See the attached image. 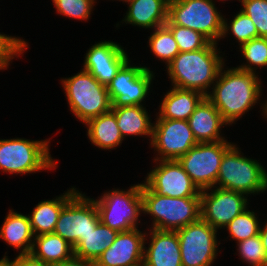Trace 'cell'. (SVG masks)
I'll return each instance as SVG.
<instances>
[{
  "instance_id": "24",
  "label": "cell",
  "mask_w": 267,
  "mask_h": 266,
  "mask_svg": "<svg viewBox=\"0 0 267 266\" xmlns=\"http://www.w3.org/2000/svg\"><path fill=\"white\" fill-rule=\"evenodd\" d=\"M116 117L117 126L126 141L128 137H136V139L143 138L147 139L148 145H150L153 136V125L152 114L146 106H120L111 107ZM149 111V112H148Z\"/></svg>"
},
{
  "instance_id": "25",
  "label": "cell",
  "mask_w": 267,
  "mask_h": 266,
  "mask_svg": "<svg viewBox=\"0 0 267 266\" xmlns=\"http://www.w3.org/2000/svg\"><path fill=\"white\" fill-rule=\"evenodd\" d=\"M84 126L88 142L99 150L111 152L120 148L125 141L112 110L90 119Z\"/></svg>"
},
{
  "instance_id": "40",
  "label": "cell",
  "mask_w": 267,
  "mask_h": 266,
  "mask_svg": "<svg viewBox=\"0 0 267 266\" xmlns=\"http://www.w3.org/2000/svg\"><path fill=\"white\" fill-rule=\"evenodd\" d=\"M8 250L4 253L3 257L0 258V266H12V258L8 256ZM10 257V258H9Z\"/></svg>"
},
{
  "instance_id": "41",
  "label": "cell",
  "mask_w": 267,
  "mask_h": 266,
  "mask_svg": "<svg viewBox=\"0 0 267 266\" xmlns=\"http://www.w3.org/2000/svg\"><path fill=\"white\" fill-rule=\"evenodd\" d=\"M212 1H214L215 3H217V2L220 1L219 3H225V4H226V2H228V1L231 2V1H233V0H218V1H217V0H212ZM234 1H235V0H234ZM236 1H238V2L241 4L243 0H236Z\"/></svg>"
},
{
  "instance_id": "42",
  "label": "cell",
  "mask_w": 267,
  "mask_h": 266,
  "mask_svg": "<svg viewBox=\"0 0 267 266\" xmlns=\"http://www.w3.org/2000/svg\"><path fill=\"white\" fill-rule=\"evenodd\" d=\"M108 1H115V2H117V1H119L120 3H121V1H122V4H126V3H128L130 0H108Z\"/></svg>"
},
{
  "instance_id": "6",
  "label": "cell",
  "mask_w": 267,
  "mask_h": 266,
  "mask_svg": "<svg viewBox=\"0 0 267 266\" xmlns=\"http://www.w3.org/2000/svg\"><path fill=\"white\" fill-rule=\"evenodd\" d=\"M59 83L62 84L68 110L83 125L111 110L112 103L106 85L101 84L90 72L81 68L70 77H61Z\"/></svg>"
},
{
  "instance_id": "18",
  "label": "cell",
  "mask_w": 267,
  "mask_h": 266,
  "mask_svg": "<svg viewBox=\"0 0 267 266\" xmlns=\"http://www.w3.org/2000/svg\"><path fill=\"white\" fill-rule=\"evenodd\" d=\"M144 266H182L176 231L146 229Z\"/></svg>"
},
{
  "instance_id": "9",
  "label": "cell",
  "mask_w": 267,
  "mask_h": 266,
  "mask_svg": "<svg viewBox=\"0 0 267 266\" xmlns=\"http://www.w3.org/2000/svg\"><path fill=\"white\" fill-rule=\"evenodd\" d=\"M222 12L212 0H181L168 5L165 25L190 28L219 44L223 32Z\"/></svg>"
},
{
  "instance_id": "10",
  "label": "cell",
  "mask_w": 267,
  "mask_h": 266,
  "mask_svg": "<svg viewBox=\"0 0 267 266\" xmlns=\"http://www.w3.org/2000/svg\"><path fill=\"white\" fill-rule=\"evenodd\" d=\"M179 239L182 266H214L224 244L218 230L201 218L176 231ZM221 237V238H220Z\"/></svg>"
},
{
  "instance_id": "21",
  "label": "cell",
  "mask_w": 267,
  "mask_h": 266,
  "mask_svg": "<svg viewBox=\"0 0 267 266\" xmlns=\"http://www.w3.org/2000/svg\"><path fill=\"white\" fill-rule=\"evenodd\" d=\"M166 93L162 92L161 100L154 108L155 119L188 120L196 106L205 97L201 92L195 90L181 89L169 86ZM157 110V111H155Z\"/></svg>"
},
{
  "instance_id": "32",
  "label": "cell",
  "mask_w": 267,
  "mask_h": 266,
  "mask_svg": "<svg viewBox=\"0 0 267 266\" xmlns=\"http://www.w3.org/2000/svg\"><path fill=\"white\" fill-rule=\"evenodd\" d=\"M58 16L81 22L90 21L99 0H51ZM98 1V2H97Z\"/></svg>"
},
{
  "instance_id": "1",
  "label": "cell",
  "mask_w": 267,
  "mask_h": 266,
  "mask_svg": "<svg viewBox=\"0 0 267 266\" xmlns=\"http://www.w3.org/2000/svg\"><path fill=\"white\" fill-rule=\"evenodd\" d=\"M226 62L206 96L216 107L229 127L236 125L252 109L259 106L260 116L267 118V94L264 95L263 76L227 66ZM262 77V79H261ZM265 98H264V97ZM264 98V99H263ZM258 105V106H257Z\"/></svg>"
},
{
  "instance_id": "19",
  "label": "cell",
  "mask_w": 267,
  "mask_h": 266,
  "mask_svg": "<svg viewBox=\"0 0 267 266\" xmlns=\"http://www.w3.org/2000/svg\"><path fill=\"white\" fill-rule=\"evenodd\" d=\"M126 5L124 18L114 25L117 30L122 25H131L149 32L164 26L168 20V4L164 0H130Z\"/></svg>"
},
{
  "instance_id": "23",
  "label": "cell",
  "mask_w": 267,
  "mask_h": 266,
  "mask_svg": "<svg viewBox=\"0 0 267 266\" xmlns=\"http://www.w3.org/2000/svg\"><path fill=\"white\" fill-rule=\"evenodd\" d=\"M0 240L18 254H30L34 244V235L27 214L12 207L0 225Z\"/></svg>"
},
{
  "instance_id": "15",
  "label": "cell",
  "mask_w": 267,
  "mask_h": 266,
  "mask_svg": "<svg viewBox=\"0 0 267 266\" xmlns=\"http://www.w3.org/2000/svg\"><path fill=\"white\" fill-rule=\"evenodd\" d=\"M151 164L143 181L155 193L179 198L200 197L201 191L177 160H152Z\"/></svg>"
},
{
  "instance_id": "4",
  "label": "cell",
  "mask_w": 267,
  "mask_h": 266,
  "mask_svg": "<svg viewBox=\"0 0 267 266\" xmlns=\"http://www.w3.org/2000/svg\"><path fill=\"white\" fill-rule=\"evenodd\" d=\"M141 196L143 217L146 215L149 219L151 217L148 219L149 223L144 222L146 229L177 231L201 218L200 197L161 196L144 181H142Z\"/></svg>"
},
{
  "instance_id": "36",
  "label": "cell",
  "mask_w": 267,
  "mask_h": 266,
  "mask_svg": "<svg viewBox=\"0 0 267 266\" xmlns=\"http://www.w3.org/2000/svg\"><path fill=\"white\" fill-rule=\"evenodd\" d=\"M239 9L251 18L258 37L267 38V0H243Z\"/></svg>"
},
{
  "instance_id": "27",
  "label": "cell",
  "mask_w": 267,
  "mask_h": 266,
  "mask_svg": "<svg viewBox=\"0 0 267 266\" xmlns=\"http://www.w3.org/2000/svg\"><path fill=\"white\" fill-rule=\"evenodd\" d=\"M118 232L104 225L101 221L88 233L84 240L74 249V255L95 262L109 248Z\"/></svg>"
},
{
  "instance_id": "2",
  "label": "cell",
  "mask_w": 267,
  "mask_h": 266,
  "mask_svg": "<svg viewBox=\"0 0 267 266\" xmlns=\"http://www.w3.org/2000/svg\"><path fill=\"white\" fill-rule=\"evenodd\" d=\"M219 44L209 42L204 48L179 52L166 66L170 86L195 90L207 96L222 66L227 62L225 51Z\"/></svg>"
},
{
  "instance_id": "16",
  "label": "cell",
  "mask_w": 267,
  "mask_h": 266,
  "mask_svg": "<svg viewBox=\"0 0 267 266\" xmlns=\"http://www.w3.org/2000/svg\"><path fill=\"white\" fill-rule=\"evenodd\" d=\"M127 47L113 40L95 41L86 53L82 69L90 72L101 84L108 85L130 59Z\"/></svg>"
},
{
  "instance_id": "34",
  "label": "cell",
  "mask_w": 267,
  "mask_h": 266,
  "mask_svg": "<svg viewBox=\"0 0 267 266\" xmlns=\"http://www.w3.org/2000/svg\"><path fill=\"white\" fill-rule=\"evenodd\" d=\"M239 260L248 266H267V255L259 235L245 239L235 244Z\"/></svg>"
},
{
  "instance_id": "26",
  "label": "cell",
  "mask_w": 267,
  "mask_h": 266,
  "mask_svg": "<svg viewBox=\"0 0 267 266\" xmlns=\"http://www.w3.org/2000/svg\"><path fill=\"white\" fill-rule=\"evenodd\" d=\"M31 254L48 265L61 263L74 255L73 246L54 233L34 236Z\"/></svg>"
},
{
  "instance_id": "20",
  "label": "cell",
  "mask_w": 267,
  "mask_h": 266,
  "mask_svg": "<svg viewBox=\"0 0 267 266\" xmlns=\"http://www.w3.org/2000/svg\"><path fill=\"white\" fill-rule=\"evenodd\" d=\"M187 121L198 143L228 140L223 128L229 124L206 96Z\"/></svg>"
},
{
  "instance_id": "14",
  "label": "cell",
  "mask_w": 267,
  "mask_h": 266,
  "mask_svg": "<svg viewBox=\"0 0 267 266\" xmlns=\"http://www.w3.org/2000/svg\"><path fill=\"white\" fill-rule=\"evenodd\" d=\"M251 198L241 192L213 187L200 192L201 219L218 230L228 225L237 215L246 210Z\"/></svg>"
},
{
  "instance_id": "22",
  "label": "cell",
  "mask_w": 267,
  "mask_h": 266,
  "mask_svg": "<svg viewBox=\"0 0 267 266\" xmlns=\"http://www.w3.org/2000/svg\"><path fill=\"white\" fill-rule=\"evenodd\" d=\"M79 187H69L52 199L39 201L33 210L27 213L34 236L53 233L63 206L79 191Z\"/></svg>"
},
{
  "instance_id": "13",
  "label": "cell",
  "mask_w": 267,
  "mask_h": 266,
  "mask_svg": "<svg viewBox=\"0 0 267 266\" xmlns=\"http://www.w3.org/2000/svg\"><path fill=\"white\" fill-rule=\"evenodd\" d=\"M198 144L186 120L154 119L151 160H177Z\"/></svg>"
},
{
  "instance_id": "28",
  "label": "cell",
  "mask_w": 267,
  "mask_h": 266,
  "mask_svg": "<svg viewBox=\"0 0 267 266\" xmlns=\"http://www.w3.org/2000/svg\"><path fill=\"white\" fill-rule=\"evenodd\" d=\"M251 209V210H250ZM260 212L252 209L250 205L241 214L237 215L222 231L228 235H224V239L220 241H235L234 243L241 242L245 239L259 235L263 217ZM226 236V237H225ZM231 239V240H230Z\"/></svg>"
},
{
  "instance_id": "37",
  "label": "cell",
  "mask_w": 267,
  "mask_h": 266,
  "mask_svg": "<svg viewBox=\"0 0 267 266\" xmlns=\"http://www.w3.org/2000/svg\"><path fill=\"white\" fill-rule=\"evenodd\" d=\"M12 258V266H51L35 258L30 254H15Z\"/></svg>"
},
{
  "instance_id": "29",
  "label": "cell",
  "mask_w": 267,
  "mask_h": 266,
  "mask_svg": "<svg viewBox=\"0 0 267 266\" xmlns=\"http://www.w3.org/2000/svg\"><path fill=\"white\" fill-rule=\"evenodd\" d=\"M226 14L223 15V32L220 39L223 41L224 39H229L239 48L243 43L249 42L251 39L258 38V32L255 24L252 22L251 18L247 16L243 11L239 9L233 14L230 18H226ZM232 37L234 40H232Z\"/></svg>"
},
{
  "instance_id": "3",
  "label": "cell",
  "mask_w": 267,
  "mask_h": 266,
  "mask_svg": "<svg viewBox=\"0 0 267 266\" xmlns=\"http://www.w3.org/2000/svg\"><path fill=\"white\" fill-rule=\"evenodd\" d=\"M51 137L32 140L23 137L0 138V174L33 175L58 169V159L50 152Z\"/></svg>"
},
{
  "instance_id": "11",
  "label": "cell",
  "mask_w": 267,
  "mask_h": 266,
  "mask_svg": "<svg viewBox=\"0 0 267 266\" xmlns=\"http://www.w3.org/2000/svg\"><path fill=\"white\" fill-rule=\"evenodd\" d=\"M99 222L94 200L79 190L63 206L53 233L68 241L75 249Z\"/></svg>"
},
{
  "instance_id": "31",
  "label": "cell",
  "mask_w": 267,
  "mask_h": 266,
  "mask_svg": "<svg viewBox=\"0 0 267 266\" xmlns=\"http://www.w3.org/2000/svg\"><path fill=\"white\" fill-rule=\"evenodd\" d=\"M147 36V47L150 54L156 57L155 61L164 64V68L175 58L179 53V47L176 43L172 32L164 25L155 28Z\"/></svg>"
},
{
  "instance_id": "39",
  "label": "cell",
  "mask_w": 267,
  "mask_h": 266,
  "mask_svg": "<svg viewBox=\"0 0 267 266\" xmlns=\"http://www.w3.org/2000/svg\"><path fill=\"white\" fill-rule=\"evenodd\" d=\"M262 216H265L264 219H262V224L259 232V236L262 240V245L264 247V251L267 255V213L261 214ZM266 218V219H265ZM264 220V221H263Z\"/></svg>"
},
{
  "instance_id": "7",
  "label": "cell",
  "mask_w": 267,
  "mask_h": 266,
  "mask_svg": "<svg viewBox=\"0 0 267 266\" xmlns=\"http://www.w3.org/2000/svg\"><path fill=\"white\" fill-rule=\"evenodd\" d=\"M141 190L142 181H138L126 189L114 187L95 198L91 196L97 206L100 221L118 233L143 227Z\"/></svg>"
},
{
  "instance_id": "43",
  "label": "cell",
  "mask_w": 267,
  "mask_h": 266,
  "mask_svg": "<svg viewBox=\"0 0 267 266\" xmlns=\"http://www.w3.org/2000/svg\"><path fill=\"white\" fill-rule=\"evenodd\" d=\"M164 1L169 5L171 3L178 2V1H181V0H164Z\"/></svg>"
},
{
  "instance_id": "30",
  "label": "cell",
  "mask_w": 267,
  "mask_h": 266,
  "mask_svg": "<svg viewBox=\"0 0 267 266\" xmlns=\"http://www.w3.org/2000/svg\"><path fill=\"white\" fill-rule=\"evenodd\" d=\"M241 60L236 67L241 70L255 73L259 76L262 70H267V38L258 37L243 43L239 48ZM243 61V62H242Z\"/></svg>"
},
{
  "instance_id": "8",
  "label": "cell",
  "mask_w": 267,
  "mask_h": 266,
  "mask_svg": "<svg viewBox=\"0 0 267 266\" xmlns=\"http://www.w3.org/2000/svg\"><path fill=\"white\" fill-rule=\"evenodd\" d=\"M131 59L132 57L106 86L112 107L145 106L151 93H155L153 84H157L154 81L157 76L155 74L158 73L147 64L144 65L143 61L136 65Z\"/></svg>"
},
{
  "instance_id": "12",
  "label": "cell",
  "mask_w": 267,
  "mask_h": 266,
  "mask_svg": "<svg viewBox=\"0 0 267 266\" xmlns=\"http://www.w3.org/2000/svg\"><path fill=\"white\" fill-rule=\"evenodd\" d=\"M230 141L198 143L177 159L200 191L216 187L222 158L235 143Z\"/></svg>"
},
{
  "instance_id": "38",
  "label": "cell",
  "mask_w": 267,
  "mask_h": 266,
  "mask_svg": "<svg viewBox=\"0 0 267 266\" xmlns=\"http://www.w3.org/2000/svg\"><path fill=\"white\" fill-rule=\"evenodd\" d=\"M53 266H95L94 262L85 260L81 257L73 255L69 259L63 260L61 263Z\"/></svg>"
},
{
  "instance_id": "5",
  "label": "cell",
  "mask_w": 267,
  "mask_h": 266,
  "mask_svg": "<svg viewBox=\"0 0 267 266\" xmlns=\"http://www.w3.org/2000/svg\"><path fill=\"white\" fill-rule=\"evenodd\" d=\"M242 152L234 143L224 154L219 167L216 187L241 192L249 198L267 193V167L261 159Z\"/></svg>"
},
{
  "instance_id": "33",
  "label": "cell",
  "mask_w": 267,
  "mask_h": 266,
  "mask_svg": "<svg viewBox=\"0 0 267 266\" xmlns=\"http://www.w3.org/2000/svg\"><path fill=\"white\" fill-rule=\"evenodd\" d=\"M29 46L28 41L23 37L0 32V72L8 70L13 60L23 58Z\"/></svg>"
},
{
  "instance_id": "17",
  "label": "cell",
  "mask_w": 267,
  "mask_h": 266,
  "mask_svg": "<svg viewBox=\"0 0 267 266\" xmlns=\"http://www.w3.org/2000/svg\"><path fill=\"white\" fill-rule=\"evenodd\" d=\"M143 228V229H142ZM145 227L119 232L113 244L94 262L95 266H140L144 259ZM142 230V231H141Z\"/></svg>"
},
{
  "instance_id": "35",
  "label": "cell",
  "mask_w": 267,
  "mask_h": 266,
  "mask_svg": "<svg viewBox=\"0 0 267 266\" xmlns=\"http://www.w3.org/2000/svg\"><path fill=\"white\" fill-rule=\"evenodd\" d=\"M173 34L179 52H191L204 48L210 41L200 32L178 25H165Z\"/></svg>"
}]
</instances>
